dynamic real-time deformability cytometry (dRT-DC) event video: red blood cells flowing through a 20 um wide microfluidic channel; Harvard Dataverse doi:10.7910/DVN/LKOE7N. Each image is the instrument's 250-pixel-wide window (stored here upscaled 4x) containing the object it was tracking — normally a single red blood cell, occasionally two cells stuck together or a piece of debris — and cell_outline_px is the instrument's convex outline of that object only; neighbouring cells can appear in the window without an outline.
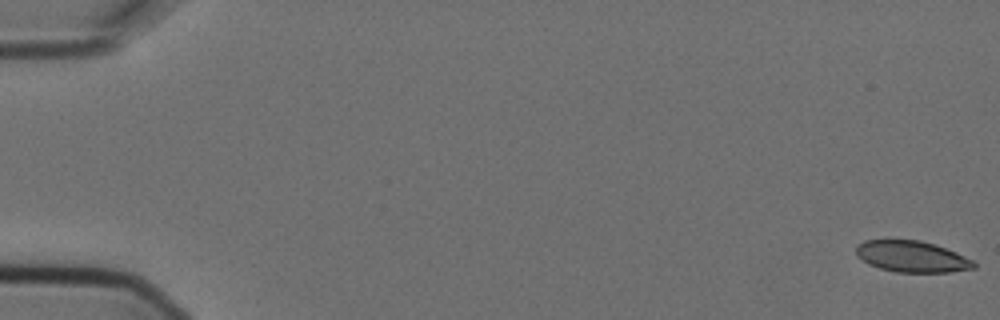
{"species": "Egyptian fruit bat (a non-hibernating species)", "species_latin": "Rousettus aegyptiacus", "temperature_condition": "cold", "stored_images_in_passage": 9, "camera_frame_rate_fps": 3000, "um_per_image_px": 0.085, "animal": {"sex": "female"}, "frame": {"image": 1, "passage_image": 1, "time_ms": 0.0, "image_size_px": [1000, 320], "cell_outline_px": [[976, 268], [948, 272], [896, 272], [880, 268], [868, 264], [856, 256], [856, 244], [864, 240], [920, 240], [936, 244], [956, 252], [972, 260], [976, 264]], "centroid_in_image_um": [77.49, 21.8], "position_along_channel_um": 7.5, "area_um2": 21.56}}
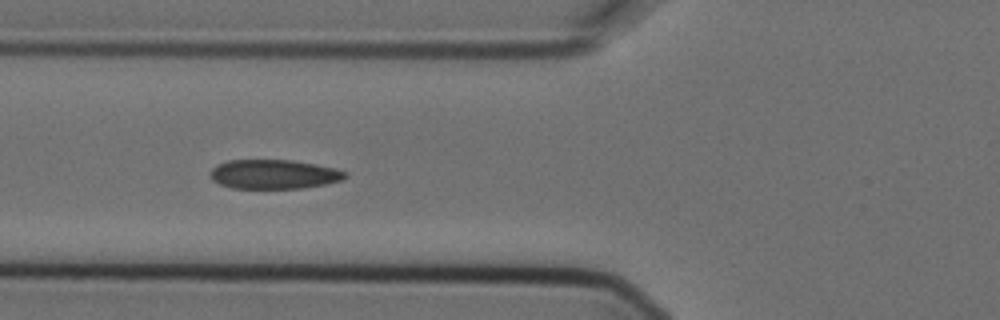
{"frame": {"image": 2, "passage_image": 7, "time_ms": 2.0, "image_size_px": [1000, 320], "cell_outline_px": [[348, 176], [344, 180], [324, 184], [300, 188], [232, 188], [220, 184], [212, 180], [212, 168], [216, 164], [228, 160], [292, 160], [316, 164], [336, 168], [348, 172]], "centroid_in_image_um": [23.32, 14.8], "position_along_channel_um": 102.5, "area_um2": 23.06}}
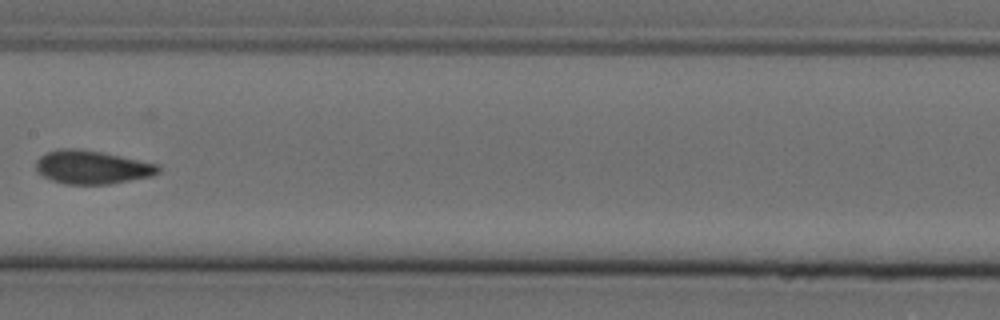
{"frame": {"image": 3, "passage_image": 9, "time_ms": 2.667, "image_size_px": [1000, 320], "cell_outline_px": [[160, 172], [152, 176], [108, 184], [64, 184], [52, 180], [36, 172], [36, 160], [40, 156], [48, 152], [60, 148], [80, 148], [160, 164]], "centroid_in_image_um": [7.82, 14.21], "position_along_channel_um": 199.6, "area_um2": 23.87}}